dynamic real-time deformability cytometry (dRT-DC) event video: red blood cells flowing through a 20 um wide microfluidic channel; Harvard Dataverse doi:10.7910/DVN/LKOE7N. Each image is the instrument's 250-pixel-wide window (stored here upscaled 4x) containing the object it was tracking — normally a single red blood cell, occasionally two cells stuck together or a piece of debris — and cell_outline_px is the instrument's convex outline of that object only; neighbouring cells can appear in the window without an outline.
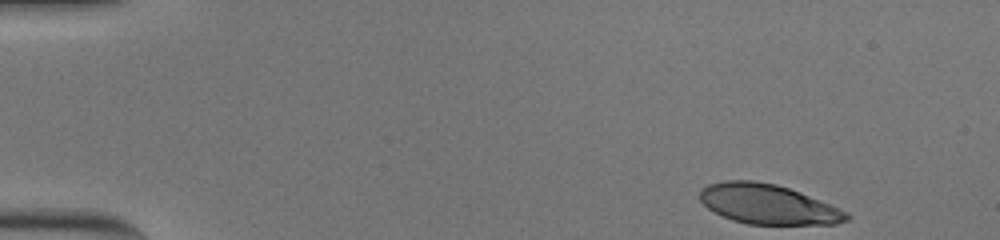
{"species": "human", "species_latin": "Homo sapiens", "temperature_condition": "cold", "stored_images_in_passage": 51, "camera_frame_rate_fps": 3000, "um_per_image_px": 0.085, "donor": {"sex": "male"}, "frame": {"image": 1, "passage_image": 1, "time_ms": 0.0, "image_size_px": [1000, 240], "cell_outline_px": [[852, 216], [848, 220], [836, 224], [748, 224], [732, 220], [708, 208], [700, 200], [700, 188], [708, 184], [724, 180], [752, 180], [776, 184], [788, 188], [840, 208], [848, 212]], "centroid_in_image_um": [65.28, 17.35], "position_along_channel_um": 19.7, "area_um2": 33.93}}
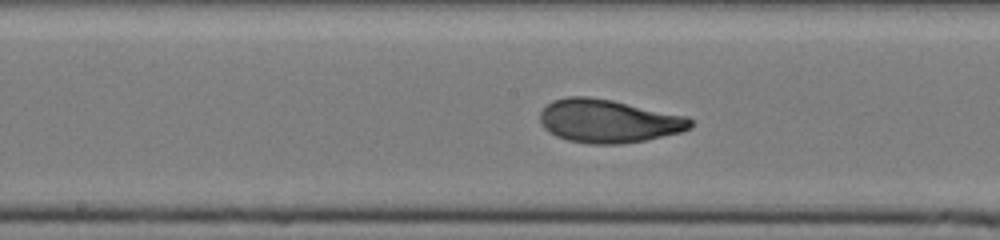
{"frame": {"image": 2, "passage_image": 25, "time_ms": 8.0, "image_size_px": [1000, 240], "cell_outline_px": [[692, 128], [680, 132], [644, 140], [620, 144], [592, 144], [568, 140], [556, 136], [548, 132], [544, 128], [540, 120], [540, 112], [552, 100], [568, 96], [588, 96], [612, 100], [688, 116], [692, 120]], "centroid_in_image_um": [51.71, 10.28], "position_along_channel_um": 196.5, "area_um2": 37.97}}
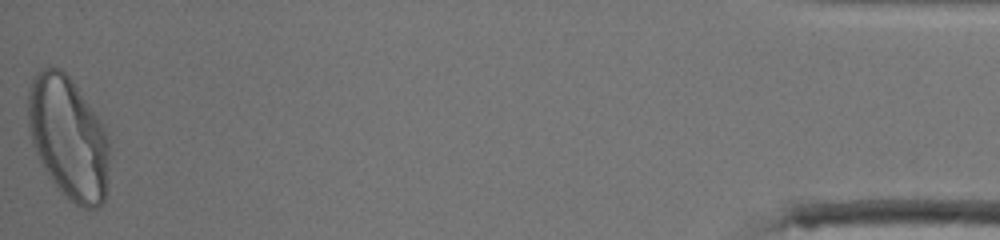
{"frame": {"image": 3, "passage_image": 51, "time_ms": 16.667, "image_size_px": [1000, 240], "cell_outline_px": [[108, 188], [104, 200], [96, 208], [84, 208], [76, 204], [60, 192], [40, 160], [32, 144], [28, 124], [28, 92], [32, 76], [36, 72], [44, 68], [60, 68], [72, 80], [100, 120], [104, 128], [108, 140]], "centroid_in_image_um": [5.81, 11.71], "position_along_channel_um": 429.4, "area_um2": 57.74}, "authors_computed_cell_mechanics": {"area_um2": 37.8012, "velocity_mm_per_s": 3.6833, "shape_relaxation_time_tau1_ms": 4.3019, "shape_relaxation_time_tau2_ms": 0.9034, "deformation_change_tau1": 0.1952, "deformation_change_tau2": 0.0596}}